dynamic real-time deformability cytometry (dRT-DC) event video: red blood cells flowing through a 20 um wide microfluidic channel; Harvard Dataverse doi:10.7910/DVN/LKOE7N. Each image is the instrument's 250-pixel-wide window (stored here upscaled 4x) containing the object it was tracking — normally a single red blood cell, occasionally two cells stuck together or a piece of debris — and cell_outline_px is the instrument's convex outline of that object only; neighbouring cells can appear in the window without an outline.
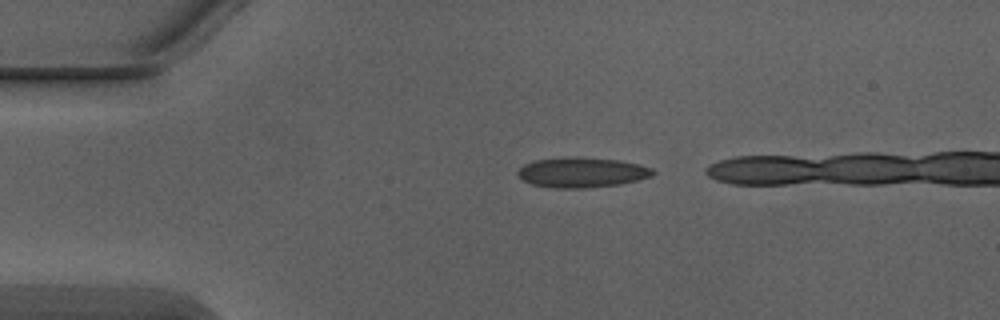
{"species": "Egyptian fruit bat (a non-hibernating species)", "species_latin": "Rousettus aegyptiacus", "temperature_condition": "warm", "stored_images_in_passage": 3, "camera_frame_rate_fps": 3000, "um_per_image_px": 0.085, "animal": {"sex": "male"}, "frame": {"image": 1, "passage_image": 1, "time_ms": 0.0, "image_size_px": [1000, 320], "cell_outline_px": [[656, 172], [652, 176], [620, 184], [584, 188], [556, 188], [532, 184], [524, 180], [516, 172], [524, 164], [536, 160], [568, 156], [576, 156], [620, 160], [640, 164], [652, 168]], "centroid_in_image_um": [49.48, 14.64], "position_along_channel_um": 35.5, "area_um2": 23.76}}